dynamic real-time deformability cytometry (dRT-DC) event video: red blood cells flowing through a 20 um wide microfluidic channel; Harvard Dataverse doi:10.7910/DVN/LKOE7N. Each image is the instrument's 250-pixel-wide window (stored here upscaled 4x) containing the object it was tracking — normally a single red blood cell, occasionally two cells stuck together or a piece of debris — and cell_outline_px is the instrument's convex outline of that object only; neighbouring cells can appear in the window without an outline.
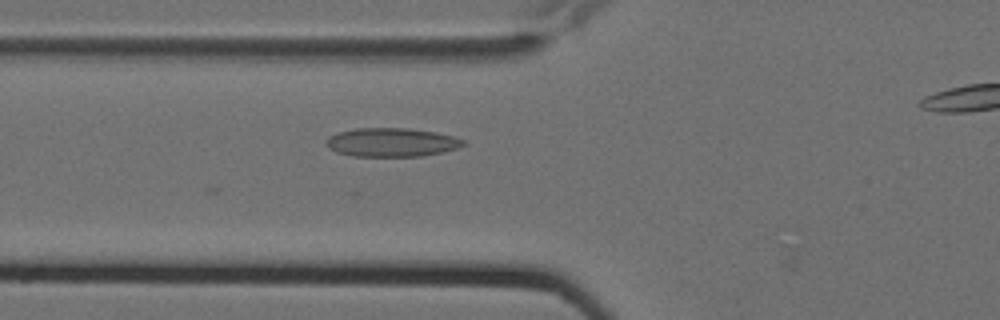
{"species": "Egyptian fruit bat (a non-hibernating species)", "species_latin": "Rousettus aegyptiacus", "temperature_condition": "cold", "stored_images_in_passage": 4, "segment_of_instrument_passage": [1, 2], "camera_frame_rate_fps": 3000, "um_per_image_px": 0.085, "animal": {"sex": "female"}, "frame": {"image": 1, "passage_image": 3, "time_ms": 0.667, "image_size_px": [1000, 320], "cell_outline_px": [[468, 144], [460, 148], [420, 156], [352, 156], [336, 152], [328, 148], [324, 144], [324, 140], [328, 136], [340, 132], [356, 128], [408, 128], [432, 132], [452, 136], [464, 140]], "centroid_in_image_um": [33.25, 12.1], "position_along_channel_um": 92.6, "area_um2": 23.0}}